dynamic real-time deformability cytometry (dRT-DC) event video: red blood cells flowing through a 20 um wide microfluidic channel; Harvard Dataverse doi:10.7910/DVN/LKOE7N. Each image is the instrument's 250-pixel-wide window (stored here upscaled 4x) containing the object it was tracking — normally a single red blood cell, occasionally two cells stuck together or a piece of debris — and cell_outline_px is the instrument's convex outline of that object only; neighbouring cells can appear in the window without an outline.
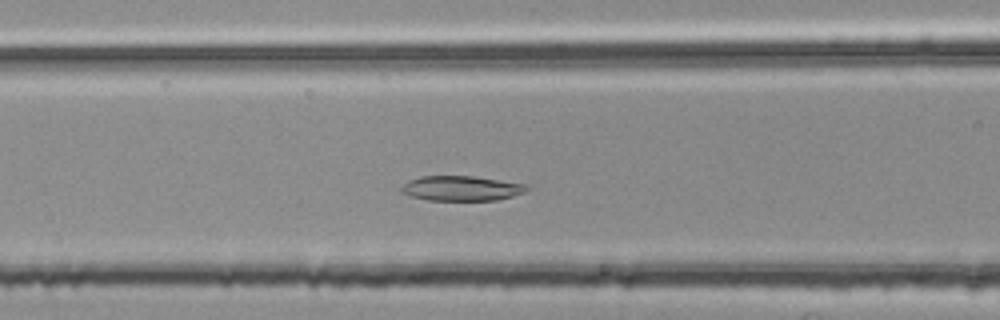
{"species": "common noctule bat (a hibernating species)", "species_latin": "Nyctalus noctula", "temperature_condition": "room temperature", "stored_images_in_passage": 45, "camera_frame_rate_fps": 3000, "um_per_image_px": 0.085, "animal": {"sex": "female", "body_mass_g": 25.1}, "frame": {"image": 1, "passage_image": 17, "time_ms": 5.333, "image_size_px": [1000, 320], "cell_outline_px": [[532, 188], [524, 192], [512, 196], [496, 200], [428, 200], [412, 196], [400, 192], [400, 188], [408, 180], [420, 176], [476, 176], [524, 184]], "centroid_in_image_um": [39.21, 16.0], "position_along_channel_um": 127.4, "area_um2": 18.21}}
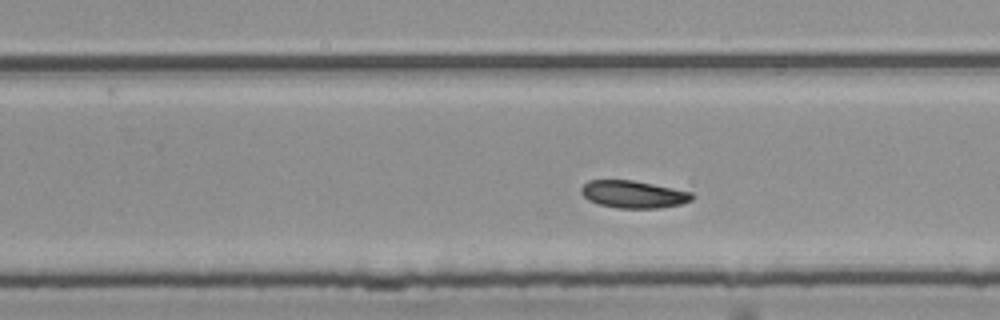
{"frame": {"image": 2, "passage_image": 29, "time_ms": 9.333, "image_size_px": [1000, 320], "cell_outline_px": [[696, 196], [692, 200], [680, 204], [660, 208], [616, 208], [600, 204], [588, 200], [580, 192], [580, 188], [588, 180], [632, 180], [692, 192]], "centroid_in_image_um": [53.84, 16.52], "position_along_channel_um": 276.0, "area_um2": 17.69}}
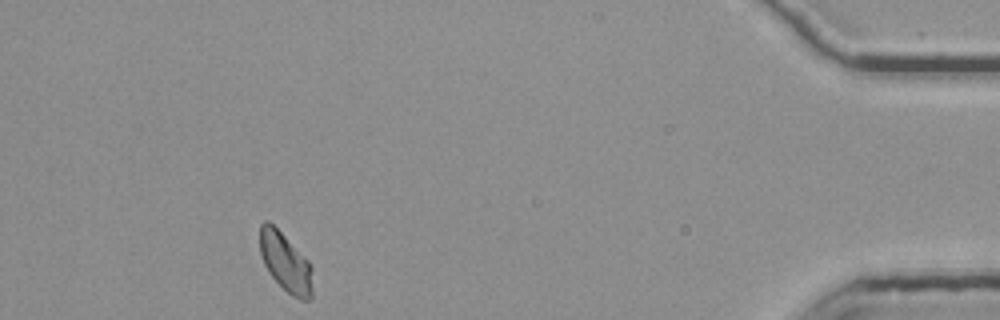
{"frame": {"image": 3, "passage_image": 45, "time_ms": 14.667, "image_size_px": [1000, 320], "cell_outline_px": [[312, 300], [300, 300], [292, 296], [268, 272], [264, 264], [260, 252], [260, 224], [264, 220], [268, 220], [312, 264]], "centroid_in_image_um": [24.28, 22.31], "position_along_channel_um": 410.9, "area_um2": 17.98}, "authors_computed_cell_mechanics": {"area_um2": 18.3226, "velocity_mm_per_s": 3.7163, "shape_relaxation_time_tau1_ms": null, "shape_relaxation_time_tau2_ms": 5.1211, "deformation_change_tau1": null, "deformation_change_tau2": 0.0706}}